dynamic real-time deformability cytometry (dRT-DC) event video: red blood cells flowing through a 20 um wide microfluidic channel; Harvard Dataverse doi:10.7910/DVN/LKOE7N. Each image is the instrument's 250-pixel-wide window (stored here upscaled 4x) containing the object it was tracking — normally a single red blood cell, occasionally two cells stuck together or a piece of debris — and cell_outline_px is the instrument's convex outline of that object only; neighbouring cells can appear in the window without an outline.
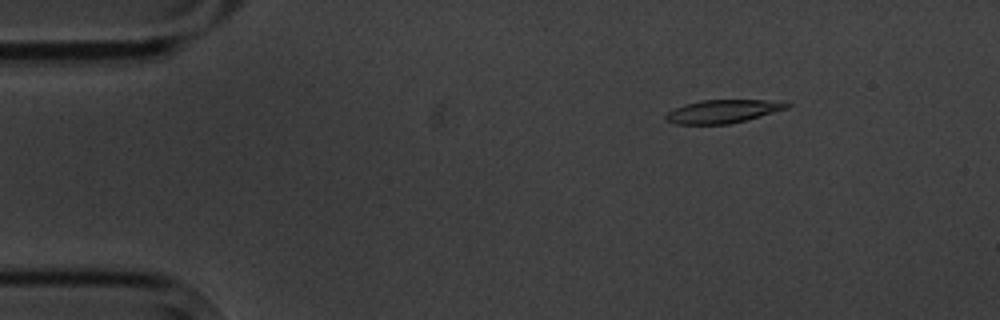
{"species": "common noctule bat (a hibernating species)", "species_latin": "Nyctalus noctula", "temperature_condition": "cold", "stored_images_in_passage": 5, "camera_frame_rate_fps": 3000, "um_per_image_px": 0.085, "animal": {"sex": "male", "body_mass_g": 20.1, "forearm_length_mm": 53.5}, "frame": {"image": 1, "passage_image": 3, "time_ms": 2.333, "image_size_px": [1000, 320], "cell_outline_px": [[792, 104], [788, 108], [744, 120], [728, 124], [676, 124], [668, 120], [664, 116], [668, 112], [684, 104], [700, 100], [784, 100]], "centroid_in_image_um": [61.48, 9.45], "position_along_channel_um": 23.5, "area_um2": 16.3}}